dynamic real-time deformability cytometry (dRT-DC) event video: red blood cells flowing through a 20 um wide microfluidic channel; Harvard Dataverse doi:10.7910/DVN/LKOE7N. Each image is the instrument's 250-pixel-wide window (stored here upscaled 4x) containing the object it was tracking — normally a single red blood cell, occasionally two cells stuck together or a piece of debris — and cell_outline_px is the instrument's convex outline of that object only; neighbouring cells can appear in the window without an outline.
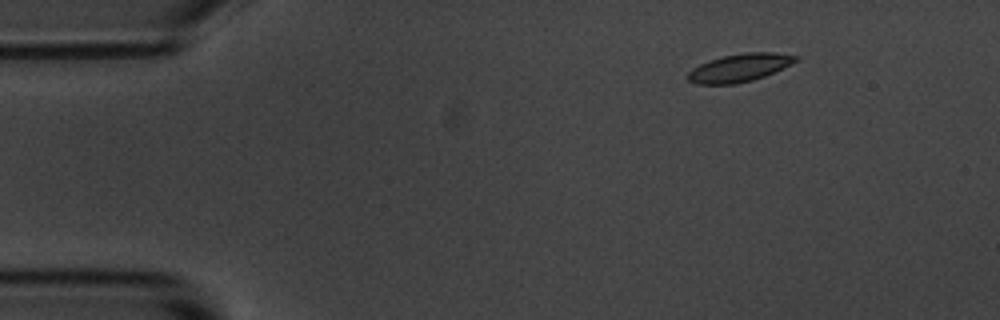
{"species": "common noctule bat (a hibernating species)", "species_latin": "Nyctalus noctula", "temperature_condition": "room temperature", "stored_images_in_passage": 3, "camera_frame_rate_fps": 3000, "um_per_image_px": 0.085, "animal": {"sex": "male", "body_mass_g": 20.1, "forearm_length_mm": 53.5}, "frame": {"image": 1, "passage_image": 1, "time_ms": 0.0, "image_size_px": [1000, 320], "cell_outline_px": [[800, 60], [764, 76], [752, 80], [736, 84], [696, 84], [688, 80], [688, 72], [692, 68], [700, 64], [724, 56], [744, 52], [776, 52], [800, 56]], "centroid_in_image_um": [62.89, 5.75], "position_along_channel_um": 22.1, "area_um2": 17.51}}